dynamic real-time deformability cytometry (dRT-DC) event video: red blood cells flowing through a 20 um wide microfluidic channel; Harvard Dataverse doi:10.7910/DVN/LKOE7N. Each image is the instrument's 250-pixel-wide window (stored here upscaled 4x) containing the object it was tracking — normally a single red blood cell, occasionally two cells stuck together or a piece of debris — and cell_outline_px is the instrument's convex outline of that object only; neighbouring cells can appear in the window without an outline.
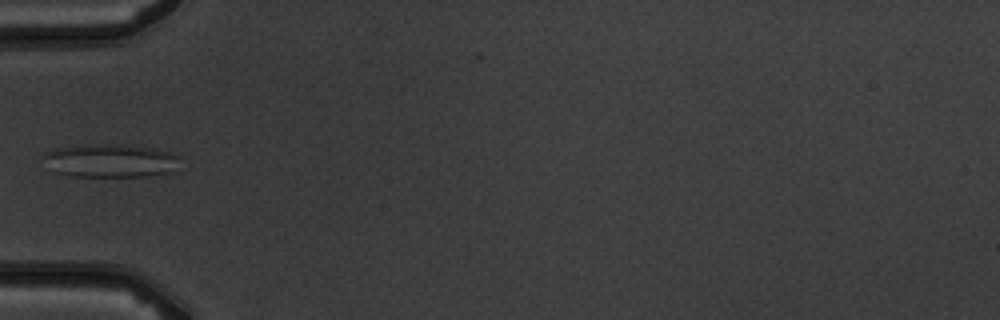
{"species": "common noctule bat (a hibernating species)", "species_latin": "Nyctalus noctula", "temperature_condition": "warm", "stored_images_in_passage": 5, "camera_frame_rate_fps": 3000, "um_per_image_px": 0.085, "animal": {"sex": "male", "body_mass_g": 19.5, "forearm_length_mm": 54.6}, "frame": {"image": 1, "passage_image": 5, "time_ms": 5.333, "image_size_px": [1000, 320], "cell_outline_px": [[180, 156], [172, 172], [144, 176], [72, 176], [52, 172], [44, 156], [44, 152], [56, 148], [84, 144], [128, 144], [168, 152]], "centroid_in_image_um": [9.34, 13.65], "position_along_channel_um": 75.7, "area_um2": 26.41}}